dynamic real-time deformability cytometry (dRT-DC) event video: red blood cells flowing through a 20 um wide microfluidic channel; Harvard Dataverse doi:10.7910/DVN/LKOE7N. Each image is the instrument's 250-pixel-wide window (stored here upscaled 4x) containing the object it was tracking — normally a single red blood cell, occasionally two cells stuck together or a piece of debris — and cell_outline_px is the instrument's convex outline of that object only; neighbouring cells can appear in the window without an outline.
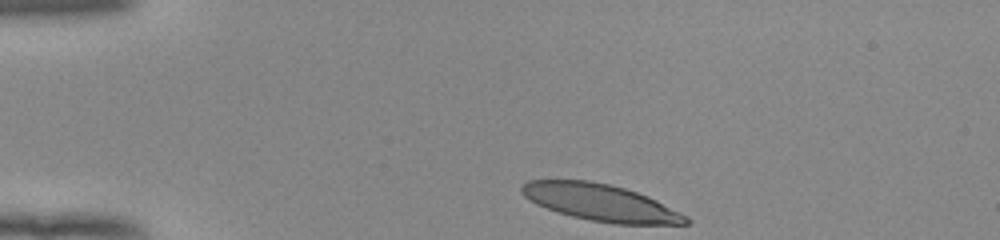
{"species": "human", "species_latin": "Homo sapiens", "temperature_condition": "room temperature", "stored_images_in_passage": 35, "camera_frame_rate_fps": 3000, "um_per_image_px": 0.085, "donor": {"sex": "female"}, "frame": {"image": 1, "passage_image": 1, "time_ms": 0.0, "image_size_px": [1000, 240], "cell_outline_px": [[692, 220], [688, 224], [612, 224], [572, 216], [536, 204], [524, 196], [520, 192], [520, 188], [528, 180], [588, 180], [608, 184], [624, 188], [648, 196], [688, 216]], "centroid_in_image_um": [51.07, 17.22], "position_along_channel_um": 33.9, "area_um2": 34.97}}
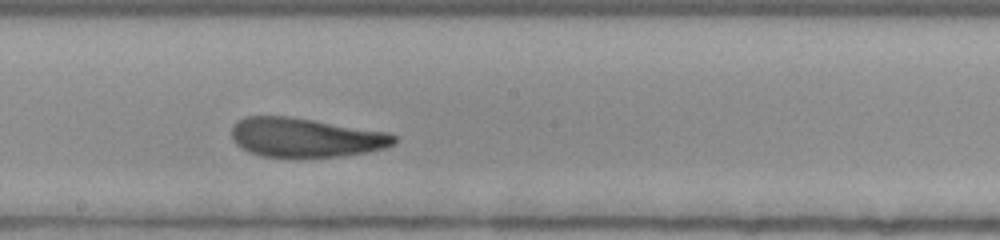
{"frame": {"image": 2, "passage_image": 20, "time_ms": 6.333, "image_size_px": [1000, 240], "cell_outline_px": [[396, 144], [384, 148], [368, 152], [344, 156], [260, 156], [248, 152], [240, 148], [232, 140], [232, 124], [236, 120], [244, 116], [288, 116], [388, 132], [396, 136]], "centroid_in_image_um": [25.94, 11.68], "position_along_channel_um": 222.3, "area_um2": 37.17}}
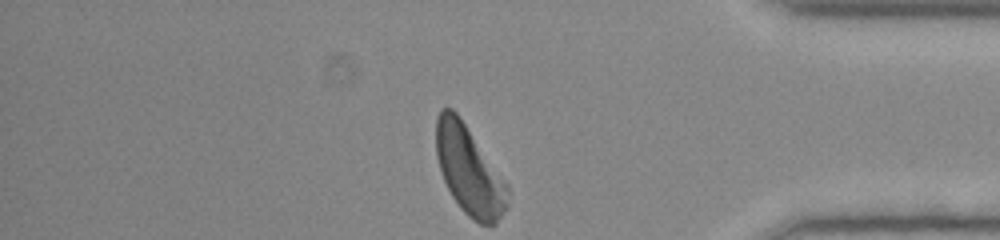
{"frame": {"image": 3, "passage_image": 35, "time_ms": 11.333, "image_size_px": [1000, 240], "cell_outline_px": [[508, 208], [496, 224], [480, 224], [472, 220], [460, 208], [452, 196], [444, 180], [436, 156], [436, 116], [440, 108], [452, 108], [456, 112], [508, 184]], "centroid_in_image_um": [39.88, 14.51], "position_along_channel_um": 395.3, "area_um2": 36.88}, "authors_computed_cell_mechanics": {"area_um2": 37.3388, "velocity_mm_per_s": 3.912, "shape_relaxation_time_tau1_ms": 4.9665, "shape_relaxation_time_tau2_ms": 1.5987, "deformation_change_tau1": 0.1915, "deformation_change_tau2": 0.0995}}